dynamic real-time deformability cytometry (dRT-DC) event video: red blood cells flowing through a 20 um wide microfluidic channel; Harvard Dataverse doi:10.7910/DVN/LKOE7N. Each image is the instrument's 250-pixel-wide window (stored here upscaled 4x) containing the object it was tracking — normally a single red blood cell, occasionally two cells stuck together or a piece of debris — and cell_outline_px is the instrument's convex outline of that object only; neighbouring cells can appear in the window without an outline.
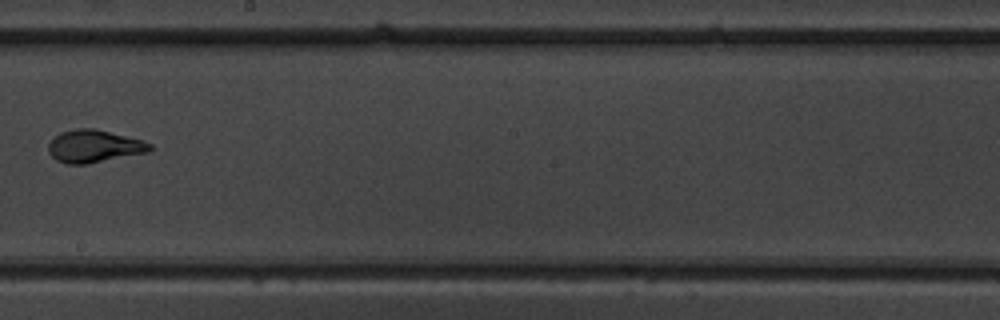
{"species": "common noctule bat (a hibernating species)", "species_latin": "Nyctalus noctula", "temperature_condition": "warm", "stored_images_in_passage": 10, "camera_frame_rate_fps": 3000, "um_per_image_px": 0.085, "animal": {"sex": "male", "body_mass_g": 19.5, "forearm_length_mm": 54.6}, "frame": {"image": 1, "passage_image": 9, "time_ms": 9.333, "image_size_px": [1000, 320], "cell_outline_px": [[156, 148], [148, 152], [88, 164], [68, 164], [56, 160], [48, 152], [48, 144], [60, 132], [76, 128], [92, 128], [140, 140], [152, 144]], "centroid_in_image_um": [7.99, 12.44], "position_along_channel_um": 240.2, "area_um2": 19.13}}
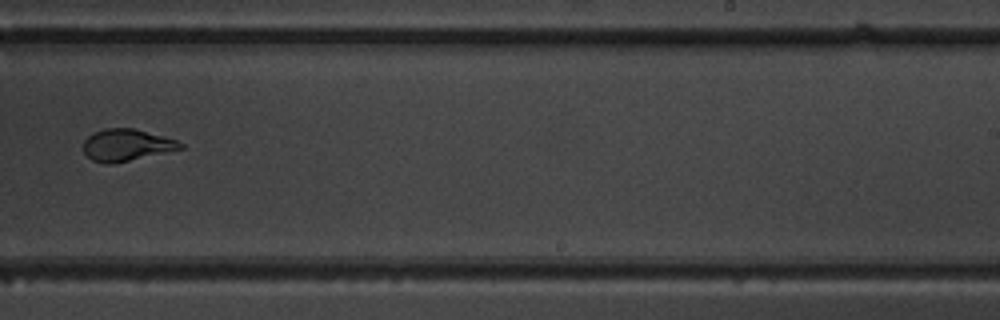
{"frame": {"image": 2, "passage_image": 10, "time_ms": 10.333, "image_size_px": [1000, 320], "cell_outline_px": [[184, 148], [112, 164], [104, 164], [92, 160], [84, 152], [84, 140], [92, 132], [104, 128], [132, 128], [164, 136], [176, 140], [184, 144]], "centroid_in_image_um": [10.73, 12.32], "position_along_channel_um": 278.3, "area_um2": 17.98}}